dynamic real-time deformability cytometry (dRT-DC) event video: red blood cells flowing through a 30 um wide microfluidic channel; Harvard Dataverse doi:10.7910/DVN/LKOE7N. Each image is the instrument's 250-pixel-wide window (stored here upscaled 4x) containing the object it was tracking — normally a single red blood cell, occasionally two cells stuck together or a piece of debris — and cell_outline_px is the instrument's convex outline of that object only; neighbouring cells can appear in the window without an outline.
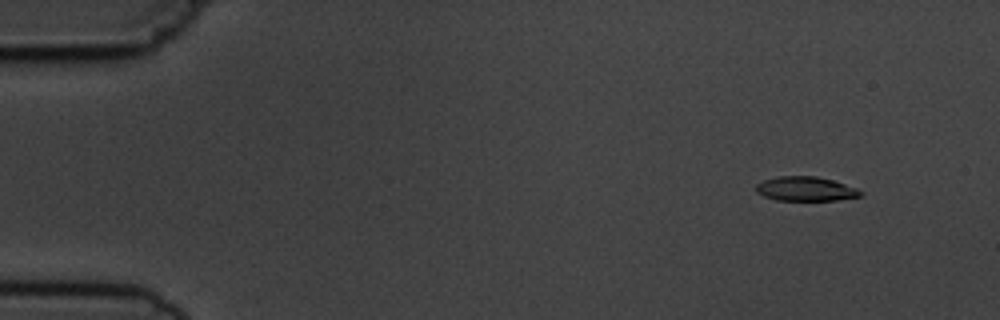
{"species": "common noctule bat (a hibernating species)", "species_latin": "Nyctalus noctula", "temperature_condition": "cold", "stored_images_in_passage": 5, "camera_frame_rate_fps": 3000, "um_per_image_px": 0.085, "animal": {"sex": "male", "body_mass_g": 19.5, "forearm_length_mm": 54.6}, "frame": {"image": 1, "passage_image": 2, "time_ms": 1.0, "image_size_px": [1000, 320], "cell_outline_px": [[864, 192], [860, 196], [836, 200], [776, 200], [764, 196], [756, 192], [756, 184], [764, 180], [776, 176], [816, 176], [832, 180], [856, 188]], "centroid_in_image_um": [68.46, 16.05], "position_along_channel_um": 16.5, "area_um2": 14.74}}
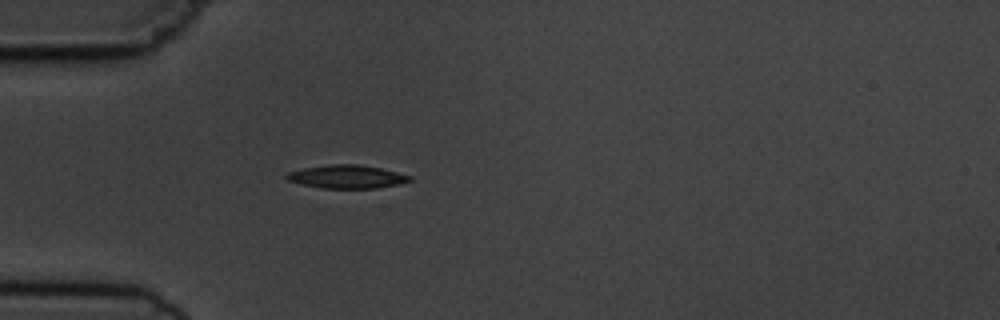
{"frame": {"image": 2, "passage_image": 5, "time_ms": 4.667, "image_size_px": [1000, 320], "cell_outline_px": [[412, 180], [400, 184], [376, 188], [324, 188], [300, 184], [288, 180], [284, 176], [288, 172], [304, 168], [332, 164], [356, 164], [380, 168], [412, 176]], "centroid_in_image_um": [29.48, 15.02], "position_along_channel_um": 55.5, "area_um2": 16.59}}